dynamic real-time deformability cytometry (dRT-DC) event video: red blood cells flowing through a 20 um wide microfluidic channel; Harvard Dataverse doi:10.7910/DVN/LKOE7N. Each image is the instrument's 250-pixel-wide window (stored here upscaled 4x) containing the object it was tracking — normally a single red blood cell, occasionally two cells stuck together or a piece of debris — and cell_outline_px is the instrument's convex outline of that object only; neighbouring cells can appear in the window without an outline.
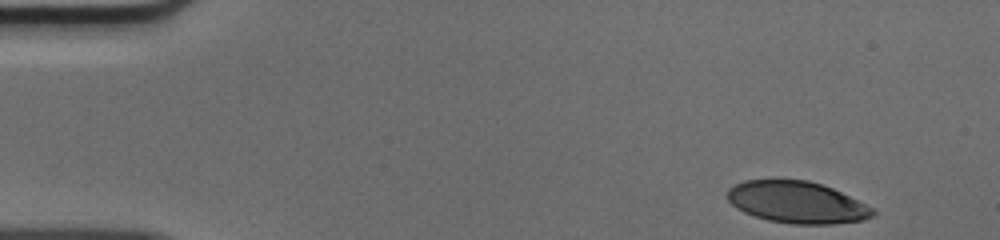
{"species": "human", "species_latin": "Homo sapiens", "temperature_condition": "cold", "stored_images_in_passage": 47, "camera_frame_rate_fps": 3000, "um_per_image_px": 0.085, "donor": {"sex": "male"}, "frame": {"image": 1, "passage_image": 1, "time_ms": 0.0, "image_size_px": [1000, 240], "cell_outline_px": [[876, 216], [864, 220], [832, 224], [792, 224], [768, 220], [744, 212], [736, 208], [728, 200], [728, 188], [744, 180], [808, 180], [832, 188], [872, 208], [876, 212]], "centroid_in_image_um": [67.74, 17.2], "position_along_channel_um": 17.3, "area_um2": 35.14}}
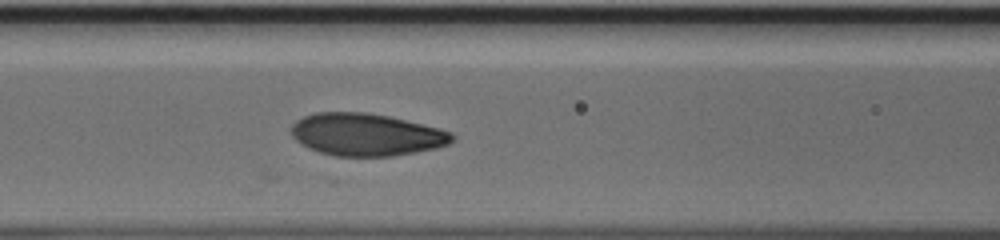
{"frame": {"image": 2, "passage_image": 18, "time_ms": 5.667, "image_size_px": [1000, 240], "cell_outline_px": [[456, 136], [448, 144], [436, 148], [416, 152], [392, 156], [336, 156], [320, 152], [308, 148], [300, 144], [292, 136], [292, 124], [296, 120], [304, 116], [316, 112], [364, 112], [388, 116], [440, 128], [452, 132]], "centroid_in_image_um": [31.13, 11.44], "position_along_channel_um": 135.5, "area_um2": 39.77}}
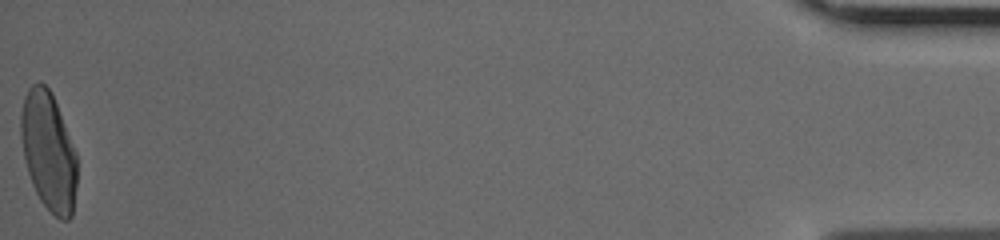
{"frame": {"image": 3, "passage_image": 47, "time_ms": 15.333, "image_size_px": [1000, 240], "cell_outline_px": [[76, 184], [72, 216], [68, 220], [60, 220], [40, 200], [32, 184], [28, 172], [24, 156], [20, 132], [20, 112], [24, 96], [28, 88], [32, 84], [40, 80], [48, 88], [56, 104], [76, 152]], "centroid_in_image_um": [4.1, 12.85], "position_along_channel_um": 431.1, "area_um2": 38.49}}